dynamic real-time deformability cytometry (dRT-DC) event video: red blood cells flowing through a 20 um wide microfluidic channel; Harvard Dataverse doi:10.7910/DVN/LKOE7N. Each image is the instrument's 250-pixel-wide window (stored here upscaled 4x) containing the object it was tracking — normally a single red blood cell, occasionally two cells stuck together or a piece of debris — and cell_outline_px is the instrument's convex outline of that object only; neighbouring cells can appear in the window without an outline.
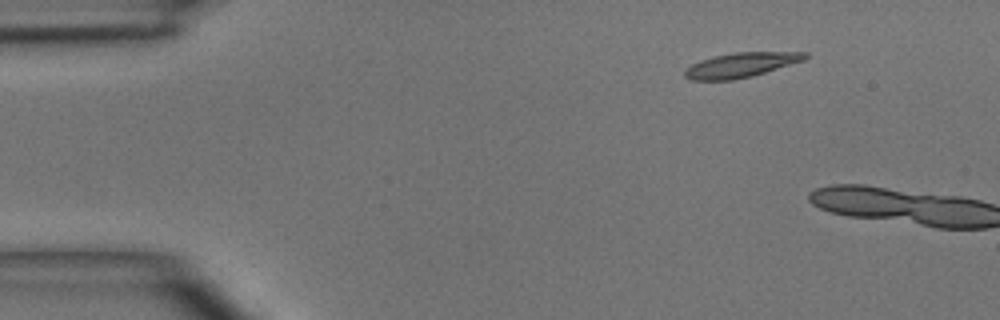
{"species": "common noctule bat (a hibernating species)", "species_latin": "Nyctalus noctula", "temperature_condition": "room temperature", "stored_images_in_passage": 2, "camera_frame_rate_fps": 3000, "um_per_image_px": 0.085, "animal": {"sex": "male", "body_mass_g": 15.6}, "frame": {"image": 1, "passage_image": 1, "time_ms": 0.0, "image_size_px": [1000, 320], "cell_outline_px": [[808, 56], [804, 60], [752, 76], [732, 80], [692, 80], [684, 76], [684, 72], [692, 64], [700, 60], [716, 56], [736, 52], [808, 52]], "centroid_in_image_um": [62.99, 5.52], "position_along_channel_um": 22.0, "area_um2": 17.05}}